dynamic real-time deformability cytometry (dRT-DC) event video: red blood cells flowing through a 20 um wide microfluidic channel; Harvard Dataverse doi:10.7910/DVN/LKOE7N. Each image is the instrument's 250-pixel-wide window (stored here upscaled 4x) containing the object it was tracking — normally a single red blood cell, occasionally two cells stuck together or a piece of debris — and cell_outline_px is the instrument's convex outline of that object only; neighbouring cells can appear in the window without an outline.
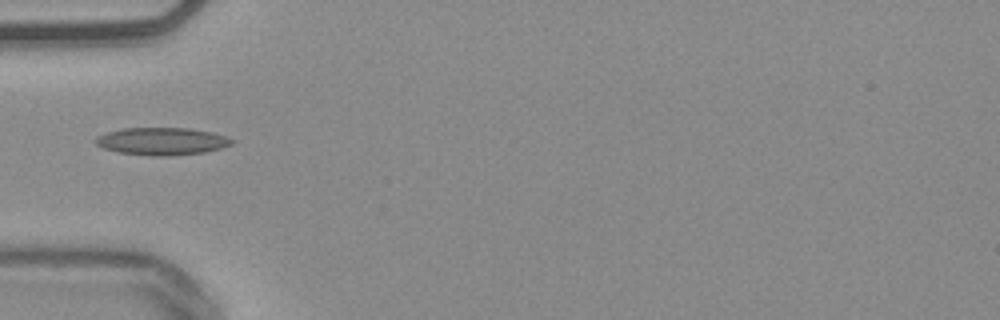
{"species": "common noctule bat (a hibernating species)", "species_latin": "Nyctalus noctula", "temperature_condition": "warm", "stored_images_in_passage": 4, "camera_frame_rate_fps": 3000, "um_per_image_px": 0.085, "animal": {"sex": "male", "body_mass_g": 20.4}, "frame": {"image": 1, "passage_image": 2, "time_ms": 0.333, "image_size_px": [1000, 320], "cell_outline_px": [[236, 140], [232, 144], [224, 148], [204, 152], [168, 156], [152, 156], [116, 152], [104, 148], [96, 144], [92, 140], [96, 136], [108, 132], [124, 128], [188, 128], [212, 132]], "centroid_in_image_um": [13.76, 12.01], "position_along_channel_um": 71.2, "area_um2": 21.96}}